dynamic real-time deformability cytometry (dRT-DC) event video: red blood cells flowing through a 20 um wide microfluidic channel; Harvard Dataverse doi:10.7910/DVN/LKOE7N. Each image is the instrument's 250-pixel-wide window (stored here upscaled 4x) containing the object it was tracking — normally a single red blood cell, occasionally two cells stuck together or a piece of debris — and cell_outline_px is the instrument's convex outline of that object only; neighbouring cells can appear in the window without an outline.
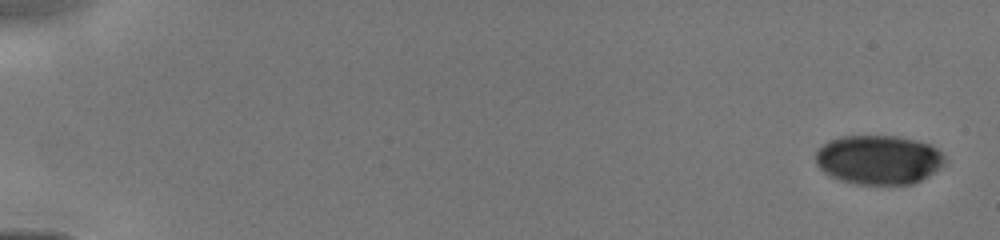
{"species": "human", "species_latin": "Homo sapiens", "temperature_condition": "cold", "stored_images_in_passage": 12, "camera_frame_rate_fps": 3000, "um_per_image_px": 0.085, "donor": {"sex": "male"}, "frame": {"image": 1, "passage_image": 1, "time_ms": 0.0, "image_size_px": [1000, 240], "cell_outline_px": [[948, 164], [928, 176], [912, 184], [856, 184], [840, 180], [824, 172], [816, 164], [816, 152], [828, 140], [840, 136], [896, 136], [916, 140], [928, 144], [936, 148], [944, 156]], "centroid_in_image_um": [74.7, 13.58], "position_along_channel_um": 10.3, "area_um2": 37.17}}
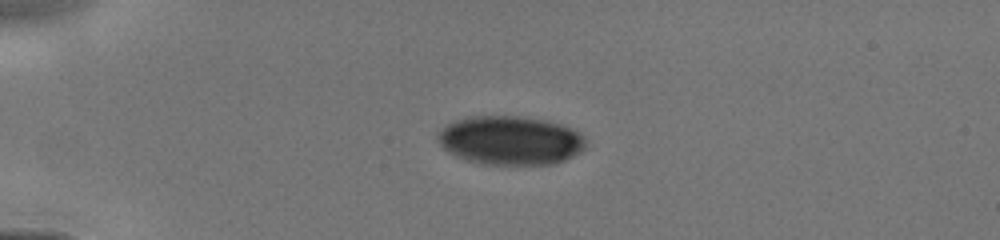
{"frame": {"image": 2, "passage_image": 9, "time_ms": 3.667, "image_size_px": [1000, 240], "cell_outline_px": [[584, 148], [580, 152], [564, 160], [552, 164], [484, 164], [464, 160], [448, 152], [436, 140], [436, 136], [440, 128], [456, 120], [472, 116], [520, 116], [548, 120], [572, 128], [580, 132], [584, 136]], "centroid_in_image_um": [43.35, 11.92], "position_along_channel_um": 41.6, "area_um2": 42.31}}